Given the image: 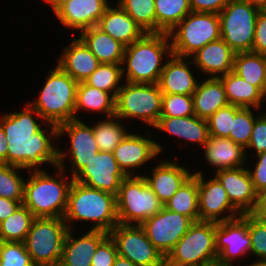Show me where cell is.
<instances>
[{
  "label": "cell",
  "instance_id": "cell-1",
  "mask_svg": "<svg viewBox=\"0 0 266 266\" xmlns=\"http://www.w3.org/2000/svg\"><path fill=\"white\" fill-rule=\"evenodd\" d=\"M0 125L8 146L7 164L18 166L25 173L45 170V164L58 165V127L46 123L28 101L22 110L1 115Z\"/></svg>",
  "mask_w": 266,
  "mask_h": 266
},
{
  "label": "cell",
  "instance_id": "cell-2",
  "mask_svg": "<svg viewBox=\"0 0 266 266\" xmlns=\"http://www.w3.org/2000/svg\"><path fill=\"white\" fill-rule=\"evenodd\" d=\"M171 56L172 47L168 33H145L139 40L125 47L122 62L124 81L158 83L166 60Z\"/></svg>",
  "mask_w": 266,
  "mask_h": 266
},
{
  "label": "cell",
  "instance_id": "cell-3",
  "mask_svg": "<svg viewBox=\"0 0 266 266\" xmlns=\"http://www.w3.org/2000/svg\"><path fill=\"white\" fill-rule=\"evenodd\" d=\"M54 177L45 170L28 171L24 182L23 202L35 218H63L73 178L66 170L54 167Z\"/></svg>",
  "mask_w": 266,
  "mask_h": 266
},
{
  "label": "cell",
  "instance_id": "cell-4",
  "mask_svg": "<svg viewBox=\"0 0 266 266\" xmlns=\"http://www.w3.org/2000/svg\"><path fill=\"white\" fill-rule=\"evenodd\" d=\"M63 219L69 229L74 221L91 222L89 230L109 233L119 223L116 195L73 181Z\"/></svg>",
  "mask_w": 266,
  "mask_h": 266
},
{
  "label": "cell",
  "instance_id": "cell-5",
  "mask_svg": "<svg viewBox=\"0 0 266 266\" xmlns=\"http://www.w3.org/2000/svg\"><path fill=\"white\" fill-rule=\"evenodd\" d=\"M38 99L28 102L46 123L55 125L75 119L78 82L57 64L48 71Z\"/></svg>",
  "mask_w": 266,
  "mask_h": 266
},
{
  "label": "cell",
  "instance_id": "cell-6",
  "mask_svg": "<svg viewBox=\"0 0 266 266\" xmlns=\"http://www.w3.org/2000/svg\"><path fill=\"white\" fill-rule=\"evenodd\" d=\"M123 83L115 98V116L141 120L146 127H154L162 110L163 93L158 83Z\"/></svg>",
  "mask_w": 266,
  "mask_h": 266
},
{
  "label": "cell",
  "instance_id": "cell-7",
  "mask_svg": "<svg viewBox=\"0 0 266 266\" xmlns=\"http://www.w3.org/2000/svg\"><path fill=\"white\" fill-rule=\"evenodd\" d=\"M116 202L118 221L123 225H141L164 207L139 173L121 182Z\"/></svg>",
  "mask_w": 266,
  "mask_h": 266
},
{
  "label": "cell",
  "instance_id": "cell-8",
  "mask_svg": "<svg viewBox=\"0 0 266 266\" xmlns=\"http://www.w3.org/2000/svg\"><path fill=\"white\" fill-rule=\"evenodd\" d=\"M168 34L172 54L189 58L207 43L221 38L219 15L190 12Z\"/></svg>",
  "mask_w": 266,
  "mask_h": 266
},
{
  "label": "cell",
  "instance_id": "cell-9",
  "mask_svg": "<svg viewBox=\"0 0 266 266\" xmlns=\"http://www.w3.org/2000/svg\"><path fill=\"white\" fill-rule=\"evenodd\" d=\"M69 228L63 218H35L24 241L35 266H59Z\"/></svg>",
  "mask_w": 266,
  "mask_h": 266
},
{
  "label": "cell",
  "instance_id": "cell-10",
  "mask_svg": "<svg viewBox=\"0 0 266 266\" xmlns=\"http://www.w3.org/2000/svg\"><path fill=\"white\" fill-rule=\"evenodd\" d=\"M216 222H194L165 258L183 266L216 265Z\"/></svg>",
  "mask_w": 266,
  "mask_h": 266
},
{
  "label": "cell",
  "instance_id": "cell-11",
  "mask_svg": "<svg viewBox=\"0 0 266 266\" xmlns=\"http://www.w3.org/2000/svg\"><path fill=\"white\" fill-rule=\"evenodd\" d=\"M259 11L243 0H230L218 14L221 38L235 53L252 51Z\"/></svg>",
  "mask_w": 266,
  "mask_h": 266
},
{
  "label": "cell",
  "instance_id": "cell-12",
  "mask_svg": "<svg viewBox=\"0 0 266 266\" xmlns=\"http://www.w3.org/2000/svg\"><path fill=\"white\" fill-rule=\"evenodd\" d=\"M58 139L68 135L69 150L58 149V167L67 170L65 160H70L72 178L98 153V145L94 137L93 125L89 126L81 119H73L58 126ZM69 151V152H68ZM68 152V153H67ZM67 156V157H66ZM67 158V159H66Z\"/></svg>",
  "mask_w": 266,
  "mask_h": 266
},
{
  "label": "cell",
  "instance_id": "cell-13",
  "mask_svg": "<svg viewBox=\"0 0 266 266\" xmlns=\"http://www.w3.org/2000/svg\"><path fill=\"white\" fill-rule=\"evenodd\" d=\"M215 248L218 254L216 265L219 266H235L236 258L251 254L248 214L216 223Z\"/></svg>",
  "mask_w": 266,
  "mask_h": 266
},
{
  "label": "cell",
  "instance_id": "cell-14",
  "mask_svg": "<svg viewBox=\"0 0 266 266\" xmlns=\"http://www.w3.org/2000/svg\"><path fill=\"white\" fill-rule=\"evenodd\" d=\"M108 234L116 244L118 255L137 266H159L164 259L140 225L118 223Z\"/></svg>",
  "mask_w": 266,
  "mask_h": 266
},
{
  "label": "cell",
  "instance_id": "cell-15",
  "mask_svg": "<svg viewBox=\"0 0 266 266\" xmlns=\"http://www.w3.org/2000/svg\"><path fill=\"white\" fill-rule=\"evenodd\" d=\"M194 222L187 216L162 208L140 226L149 241L165 257Z\"/></svg>",
  "mask_w": 266,
  "mask_h": 266
},
{
  "label": "cell",
  "instance_id": "cell-16",
  "mask_svg": "<svg viewBox=\"0 0 266 266\" xmlns=\"http://www.w3.org/2000/svg\"><path fill=\"white\" fill-rule=\"evenodd\" d=\"M194 173H198L199 221L218 223L242 215L231 204L227 192L214 175L205 180L201 169Z\"/></svg>",
  "mask_w": 266,
  "mask_h": 266
},
{
  "label": "cell",
  "instance_id": "cell-17",
  "mask_svg": "<svg viewBox=\"0 0 266 266\" xmlns=\"http://www.w3.org/2000/svg\"><path fill=\"white\" fill-rule=\"evenodd\" d=\"M145 134L146 136L129 132L113 151L119 168L126 176H134V170L140 169L163 153V146L150 138L155 134L149 135L148 131Z\"/></svg>",
  "mask_w": 266,
  "mask_h": 266
},
{
  "label": "cell",
  "instance_id": "cell-18",
  "mask_svg": "<svg viewBox=\"0 0 266 266\" xmlns=\"http://www.w3.org/2000/svg\"><path fill=\"white\" fill-rule=\"evenodd\" d=\"M126 177L119 168L113 152L98 151L73 180L117 196L121 182Z\"/></svg>",
  "mask_w": 266,
  "mask_h": 266
},
{
  "label": "cell",
  "instance_id": "cell-19",
  "mask_svg": "<svg viewBox=\"0 0 266 266\" xmlns=\"http://www.w3.org/2000/svg\"><path fill=\"white\" fill-rule=\"evenodd\" d=\"M214 177L227 192L231 204L242 215L254 212L257 192L246 166L217 171Z\"/></svg>",
  "mask_w": 266,
  "mask_h": 266
},
{
  "label": "cell",
  "instance_id": "cell-20",
  "mask_svg": "<svg viewBox=\"0 0 266 266\" xmlns=\"http://www.w3.org/2000/svg\"><path fill=\"white\" fill-rule=\"evenodd\" d=\"M109 3V0H68L54 14L62 26L81 32L97 26Z\"/></svg>",
  "mask_w": 266,
  "mask_h": 266
},
{
  "label": "cell",
  "instance_id": "cell-21",
  "mask_svg": "<svg viewBox=\"0 0 266 266\" xmlns=\"http://www.w3.org/2000/svg\"><path fill=\"white\" fill-rule=\"evenodd\" d=\"M235 52L222 39L207 43L189 57L205 77L219 78L233 71ZM208 75V76H207Z\"/></svg>",
  "mask_w": 266,
  "mask_h": 266
},
{
  "label": "cell",
  "instance_id": "cell-22",
  "mask_svg": "<svg viewBox=\"0 0 266 266\" xmlns=\"http://www.w3.org/2000/svg\"><path fill=\"white\" fill-rule=\"evenodd\" d=\"M188 57H178L172 54L165 63L158 82L162 93L192 95L197 89L198 80L191 66L193 62Z\"/></svg>",
  "mask_w": 266,
  "mask_h": 266
},
{
  "label": "cell",
  "instance_id": "cell-23",
  "mask_svg": "<svg viewBox=\"0 0 266 266\" xmlns=\"http://www.w3.org/2000/svg\"><path fill=\"white\" fill-rule=\"evenodd\" d=\"M193 174L191 170L179 165L178 161L165 160L155 165L152 173L140 174L143 176L148 186L156 194L159 200L166 203L182 186V184Z\"/></svg>",
  "mask_w": 266,
  "mask_h": 266
},
{
  "label": "cell",
  "instance_id": "cell-24",
  "mask_svg": "<svg viewBox=\"0 0 266 266\" xmlns=\"http://www.w3.org/2000/svg\"><path fill=\"white\" fill-rule=\"evenodd\" d=\"M73 230L69 229L66 234L59 266H91L92 256L98 245L109 234L99 230H88L83 235L77 234V238Z\"/></svg>",
  "mask_w": 266,
  "mask_h": 266
},
{
  "label": "cell",
  "instance_id": "cell-25",
  "mask_svg": "<svg viewBox=\"0 0 266 266\" xmlns=\"http://www.w3.org/2000/svg\"><path fill=\"white\" fill-rule=\"evenodd\" d=\"M57 65L75 81L84 82L99 66L100 62L90 49L77 37L72 38L63 53L59 55Z\"/></svg>",
  "mask_w": 266,
  "mask_h": 266
},
{
  "label": "cell",
  "instance_id": "cell-26",
  "mask_svg": "<svg viewBox=\"0 0 266 266\" xmlns=\"http://www.w3.org/2000/svg\"><path fill=\"white\" fill-rule=\"evenodd\" d=\"M205 161L217 171L245 167V149L230 138L209 136L204 144Z\"/></svg>",
  "mask_w": 266,
  "mask_h": 266
},
{
  "label": "cell",
  "instance_id": "cell-27",
  "mask_svg": "<svg viewBox=\"0 0 266 266\" xmlns=\"http://www.w3.org/2000/svg\"><path fill=\"white\" fill-rule=\"evenodd\" d=\"M97 27L125 46L131 45L145 34L117 3L106 8Z\"/></svg>",
  "mask_w": 266,
  "mask_h": 266
},
{
  "label": "cell",
  "instance_id": "cell-28",
  "mask_svg": "<svg viewBox=\"0 0 266 266\" xmlns=\"http://www.w3.org/2000/svg\"><path fill=\"white\" fill-rule=\"evenodd\" d=\"M158 131L179 137L187 144H198L201 148L207 143L209 137L206 119L196 115L186 117H160L158 123L152 128ZM194 142V143H192Z\"/></svg>",
  "mask_w": 266,
  "mask_h": 266
},
{
  "label": "cell",
  "instance_id": "cell-29",
  "mask_svg": "<svg viewBox=\"0 0 266 266\" xmlns=\"http://www.w3.org/2000/svg\"><path fill=\"white\" fill-rule=\"evenodd\" d=\"M192 97L194 114L202 119H208L218 109L229 104L224 86L219 78L206 77L204 81L200 80Z\"/></svg>",
  "mask_w": 266,
  "mask_h": 266
},
{
  "label": "cell",
  "instance_id": "cell-30",
  "mask_svg": "<svg viewBox=\"0 0 266 266\" xmlns=\"http://www.w3.org/2000/svg\"><path fill=\"white\" fill-rule=\"evenodd\" d=\"M78 37L97 57L100 63L122 64L125 45L97 26L82 30Z\"/></svg>",
  "mask_w": 266,
  "mask_h": 266
},
{
  "label": "cell",
  "instance_id": "cell-31",
  "mask_svg": "<svg viewBox=\"0 0 266 266\" xmlns=\"http://www.w3.org/2000/svg\"><path fill=\"white\" fill-rule=\"evenodd\" d=\"M219 79L222 81L229 104L241 108L262 109L261 102L265 100L263 93L256 86L233 71Z\"/></svg>",
  "mask_w": 266,
  "mask_h": 266
},
{
  "label": "cell",
  "instance_id": "cell-32",
  "mask_svg": "<svg viewBox=\"0 0 266 266\" xmlns=\"http://www.w3.org/2000/svg\"><path fill=\"white\" fill-rule=\"evenodd\" d=\"M95 111L105 114L106 118L115 116V97L108 92L88 85L85 81L79 82L76 89L75 119L79 111Z\"/></svg>",
  "mask_w": 266,
  "mask_h": 266
},
{
  "label": "cell",
  "instance_id": "cell-33",
  "mask_svg": "<svg viewBox=\"0 0 266 266\" xmlns=\"http://www.w3.org/2000/svg\"><path fill=\"white\" fill-rule=\"evenodd\" d=\"M164 208L189 217L193 222L199 221L198 210V173H193L164 203Z\"/></svg>",
  "mask_w": 266,
  "mask_h": 266
},
{
  "label": "cell",
  "instance_id": "cell-34",
  "mask_svg": "<svg viewBox=\"0 0 266 266\" xmlns=\"http://www.w3.org/2000/svg\"><path fill=\"white\" fill-rule=\"evenodd\" d=\"M233 72L263 93L266 82V55L252 51L236 53Z\"/></svg>",
  "mask_w": 266,
  "mask_h": 266
},
{
  "label": "cell",
  "instance_id": "cell-35",
  "mask_svg": "<svg viewBox=\"0 0 266 266\" xmlns=\"http://www.w3.org/2000/svg\"><path fill=\"white\" fill-rule=\"evenodd\" d=\"M156 33H169L192 12L189 0H154Z\"/></svg>",
  "mask_w": 266,
  "mask_h": 266
},
{
  "label": "cell",
  "instance_id": "cell-36",
  "mask_svg": "<svg viewBox=\"0 0 266 266\" xmlns=\"http://www.w3.org/2000/svg\"><path fill=\"white\" fill-rule=\"evenodd\" d=\"M122 119L116 116L104 118L93 125L94 137L98 150L101 152H113L119 143L129 133Z\"/></svg>",
  "mask_w": 266,
  "mask_h": 266
},
{
  "label": "cell",
  "instance_id": "cell-37",
  "mask_svg": "<svg viewBox=\"0 0 266 266\" xmlns=\"http://www.w3.org/2000/svg\"><path fill=\"white\" fill-rule=\"evenodd\" d=\"M34 219L33 213L21 204L0 223V242H24Z\"/></svg>",
  "mask_w": 266,
  "mask_h": 266
},
{
  "label": "cell",
  "instance_id": "cell-38",
  "mask_svg": "<svg viewBox=\"0 0 266 266\" xmlns=\"http://www.w3.org/2000/svg\"><path fill=\"white\" fill-rule=\"evenodd\" d=\"M123 79L122 64L100 63L85 82L99 90L111 93L116 98L123 85Z\"/></svg>",
  "mask_w": 266,
  "mask_h": 266
},
{
  "label": "cell",
  "instance_id": "cell-39",
  "mask_svg": "<svg viewBox=\"0 0 266 266\" xmlns=\"http://www.w3.org/2000/svg\"><path fill=\"white\" fill-rule=\"evenodd\" d=\"M117 4L145 33H156L154 0H117Z\"/></svg>",
  "mask_w": 266,
  "mask_h": 266
},
{
  "label": "cell",
  "instance_id": "cell-40",
  "mask_svg": "<svg viewBox=\"0 0 266 266\" xmlns=\"http://www.w3.org/2000/svg\"><path fill=\"white\" fill-rule=\"evenodd\" d=\"M22 170L15 165L0 164V197L23 201L25 179L19 174Z\"/></svg>",
  "mask_w": 266,
  "mask_h": 266
},
{
  "label": "cell",
  "instance_id": "cell-41",
  "mask_svg": "<svg viewBox=\"0 0 266 266\" xmlns=\"http://www.w3.org/2000/svg\"><path fill=\"white\" fill-rule=\"evenodd\" d=\"M253 110V111H252ZM254 108H241L232 120V130L230 131V139L241 145L244 149L248 146L252 135V129L258 114L254 115Z\"/></svg>",
  "mask_w": 266,
  "mask_h": 266
},
{
  "label": "cell",
  "instance_id": "cell-42",
  "mask_svg": "<svg viewBox=\"0 0 266 266\" xmlns=\"http://www.w3.org/2000/svg\"><path fill=\"white\" fill-rule=\"evenodd\" d=\"M248 228L252 255L256 261L266 260V216L248 214Z\"/></svg>",
  "mask_w": 266,
  "mask_h": 266
},
{
  "label": "cell",
  "instance_id": "cell-43",
  "mask_svg": "<svg viewBox=\"0 0 266 266\" xmlns=\"http://www.w3.org/2000/svg\"><path fill=\"white\" fill-rule=\"evenodd\" d=\"M241 107L228 104L218 109L207 120L209 136L230 138L232 120Z\"/></svg>",
  "mask_w": 266,
  "mask_h": 266
},
{
  "label": "cell",
  "instance_id": "cell-44",
  "mask_svg": "<svg viewBox=\"0 0 266 266\" xmlns=\"http://www.w3.org/2000/svg\"><path fill=\"white\" fill-rule=\"evenodd\" d=\"M194 114L192 95L163 93L160 117H186Z\"/></svg>",
  "mask_w": 266,
  "mask_h": 266
},
{
  "label": "cell",
  "instance_id": "cell-45",
  "mask_svg": "<svg viewBox=\"0 0 266 266\" xmlns=\"http://www.w3.org/2000/svg\"><path fill=\"white\" fill-rule=\"evenodd\" d=\"M1 266H35L24 242H0Z\"/></svg>",
  "mask_w": 266,
  "mask_h": 266
},
{
  "label": "cell",
  "instance_id": "cell-46",
  "mask_svg": "<svg viewBox=\"0 0 266 266\" xmlns=\"http://www.w3.org/2000/svg\"><path fill=\"white\" fill-rule=\"evenodd\" d=\"M264 112H259L255 119L251 139L248 146L245 148L246 157H248V149H252L255 155L266 150V111Z\"/></svg>",
  "mask_w": 266,
  "mask_h": 266
},
{
  "label": "cell",
  "instance_id": "cell-47",
  "mask_svg": "<svg viewBox=\"0 0 266 266\" xmlns=\"http://www.w3.org/2000/svg\"><path fill=\"white\" fill-rule=\"evenodd\" d=\"M118 256L114 240L108 235L99 245L92 256L91 266H113Z\"/></svg>",
  "mask_w": 266,
  "mask_h": 266
},
{
  "label": "cell",
  "instance_id": "cell-48",
  "mask_svg": "<svg viewBox=\"0 0 266 266\" xmlns=\"http://www.w3.org/2000/svg\"><path fill=\"white\" fill-rule=\"evenodd\" d=\"M255 167L250 169L247 167L250 177L253 182L255 191L258 193L262 189L266 188V150L255 156Z\"/></svg>",
  "mask_w": 266,
  "mask_h": 266
},
{
  "label": "cell",
  "instance_id": "cell-49",
  "mask_svg": "<svg viewBox=\"0 0 266 266\" xmlns=\"http://www.w3.org/2000/svg\"><path fill=\"white\" fill-rule=\"evenodd\" d=\"M252 52L266 55V10H260L256 18Z\"/></svg>",
  "mask_w": 266,
  "mask_h": 266
},
{
  "label": "cell",
  "instance_id": "cell-50",
  "mask_svg": "<svg viewBox=\"0 0 266 266\" xmlns=\"http://www.w3.org/2000/svg\"><path fill=\"white\" fill-rule=\"evenodd\" d=\"M230 0H189L192 12L219 14Z\"/></svg>",
  "mask_w": 266,
  "mask_h": 266
},
{
  "label": "cell",
  "instance_id": "cell-51",
  "mask_svg": "<svg viewBox=\"0 0 266 266\" xmlns=\"http://www.w3.org/2000/svg\"><path fill=\"white\" fill-rule=\"evenodd\" d=\"M22 202L0 197V223L12 215Z\"/></svg>",
  "mask_w": 266,
  "mask_h": 266
},
{
  "label": "cell",
  "instance_id": "cell-52",
  "mask_svg": "<svg viewBox=\"0 0 266 266\" xmlns=\"http://www.w3.org/2000/svg\"><path fill=\"white\" fill-rule=\"evenodd\" d=\"M253 214L266 216V188L257 193V204Z\"/></svg>",
  "mask_w": 266,
  "mask_h": 266
},
{
  "label": "cell",
  "instance_id": "cell-53",
  "mask_svg": "<svg viewBox=\"0 0 266 266\" xmlns=\"http://www.w3.org/2000/svg\"><path fill=\"white\" fill-rule=\"evenodd\" d=\"M8 146L3 128L0 125V164H7Z\"/></svg>",
  "mask_w": 266,
  "mask_h": 266
},
{
  "label": "cell",
  "instance_id": "cell-54",
  "mask_svg": "<svg viewBox=\"0 0 266 266\" xmlns=\"http://www.w3.org/2000/svg\"><path fill=\"white\" fill-rule=\"evenodd\" d=\"M113 266H137L134 263H132L130 260H128L127 258L121 257V256H117Z\"/></svg>",
  "mask_w": 266,
  "mask_h": 266
},
{
  "label": "cell",
  "instance_id": "cell-55",
  "mask_svg": "<svg viewBox=\"0 0 266 266\" xmlns=\"http://www.w3.org/2000/svg\"><path fill=\"white\" fill-rule=\"evenodd\" d=\"M259 10H266V0H243Z\"/></svg>",
  "mask_w": 266,
  "mask_h": 266
},
{
  "label": "cell",
  "instance_id": "cell-56",
  "mask_svg": "<svg viewBox=\"0 0 266 266\" xmlns=\"http://www.w3.org/2000/svg\"><path fill=\"white\" fill-rule=\"evenodd\" d=\"M53 9L55 12L62 4H64L68 0H43Z\"/></svg>",
  "mask_w": 266,
  "mask_h": 266
},
{
  "label": "cell",
  "instance_id": "cell-57",
  "mask_svg": "<svg viewBox=\"0 0 266 266\" xmlns=\"http://www.w3.org/2000/svg\"><path fill=\"white\" fill-rule=\"evenodd\" d=\"M159 266H183V265H179V264H175L169 260H167L165 257L162 260L161 264Z\"/></svg>",
  "mask_w": 266,
  "mask_h": 266
},
{
  "label": "cell",
  "instance_id": "cell-58",
  "mask_svg": "<svg viewBox=\"0 0 266 266\" xmlns=\"http://www.w3.org/2000/svg\"><path fill=\"white\" fill-rule=\"evenodd\" d=\"M250 266H266V260L263 261H256L253 263H250Z\"/></svg>",
  "mask_w": 266,
  "mask_h": 266
},
{
  "label": "cell",
  "instance_id": "cell-59",
  "mask_svg": "<svg viewBox=\"0 0 266 266\" xmlns=\"http://www.w3.org/2000/svg\"><path fill=\"white\" fill-rule=\"evenodd\" d=\"M263 97H264V100H266V82H265V87H264V90H263Z\"/></svg>",
  "mask_w": 266,
  "mask_h": 266
}]
</instances>
